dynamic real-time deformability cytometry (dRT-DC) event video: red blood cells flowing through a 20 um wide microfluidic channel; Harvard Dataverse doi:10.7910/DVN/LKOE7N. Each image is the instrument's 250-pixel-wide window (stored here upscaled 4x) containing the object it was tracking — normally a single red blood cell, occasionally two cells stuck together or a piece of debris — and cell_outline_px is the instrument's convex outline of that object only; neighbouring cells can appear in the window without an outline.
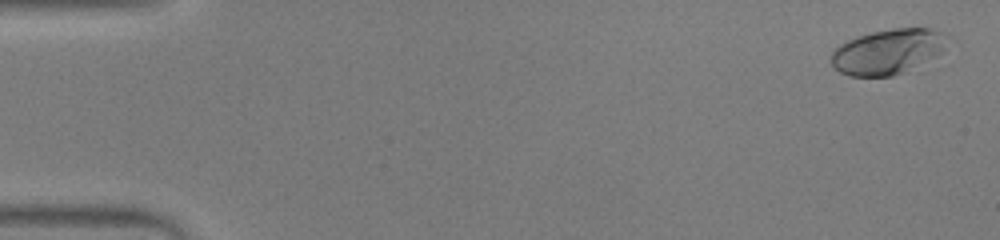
{"species": "human", "species_latin": "Homo sapiens", "temperature_condition": "warm", "stored_images_in_passage": 53, "camera_frame_rate_fps": 3000, "um_per_image_px": 0.085, "donor": {"sex": "male"}, "frame": {"image": 1, "passage_image": 2, "time_ms": 0.333, "image_size_px": [1000, 240], "cell_outline_px": [[940, 52], [892, 76], [848, 76], [840, 72], [832, 64], [832, 52], [840, 44], [856, 36], [872, 32], [892, 28], [928, 28], [940, 32]], "centroid_in_image_um": [75.29, 4.38], "position_along_channel_um": 9.7, "area_um2": 29.02}}
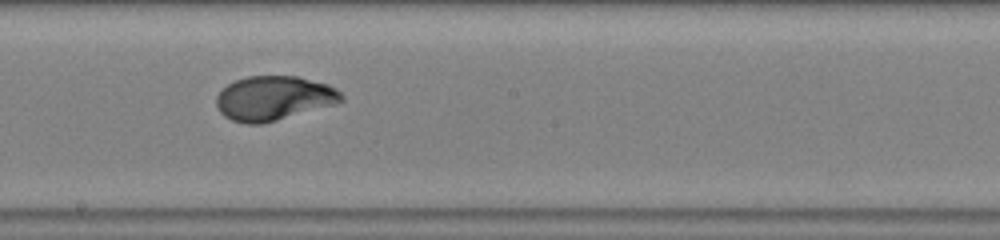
{"frame": {"image": 2, "passage_image": 30, "time_ms": 9.667, "image_size_px": [1000, 240], "cell_outline_px": [[344, 100], [332, 104], [276, 120], [260, 124], [244, 124], [232, 120], [224, 116], [220, 112], [216, 104], [216, 96], [228, 84], [236, 80], [248, 76], [296, 76], [328, 84], [336, 88], [344, 96]], "centroid_in_image_um": [23.24, 8.34], "position_along_channel_um": 225.0, "area_um2": 31.96}}
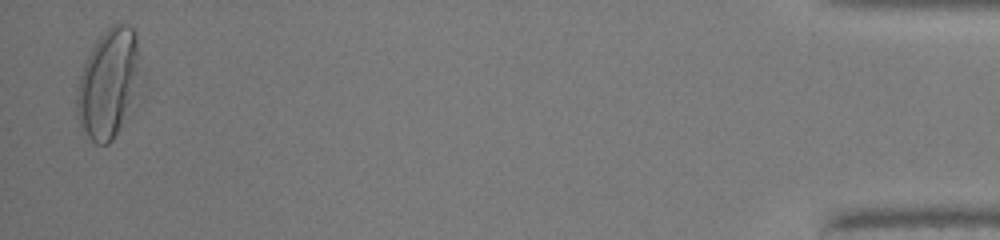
{"frame": {"image": 3, "passage_image": 52, "time_ms": 17.0, "image_size_px": [1000, 240], "cell_outline_px": [[144, 80], [112, 140], [108, 144], [96, 144], [80, 128], [76, 112], [76, 96], [80, 76], [84, 64], [96, 40], [112, 24], [124, 24], [132, 28], [136, 36], [144, 76]], "centroid_in_image_um": [9.26, 7.07], "position_along_channel_um": 425.9, "area_um2": 40.75}, "authors_computed_cell_mechanics": {"area_um2": 31.501, "velocity_mm_per_s": 3.9454, "shape_relaxation_time_tau1_ms": 3.8526, "shape_relaxation_time_tau2_ms": null, "deformation_change_tau1": 0.2079, "deformation_change_tau2": null}}